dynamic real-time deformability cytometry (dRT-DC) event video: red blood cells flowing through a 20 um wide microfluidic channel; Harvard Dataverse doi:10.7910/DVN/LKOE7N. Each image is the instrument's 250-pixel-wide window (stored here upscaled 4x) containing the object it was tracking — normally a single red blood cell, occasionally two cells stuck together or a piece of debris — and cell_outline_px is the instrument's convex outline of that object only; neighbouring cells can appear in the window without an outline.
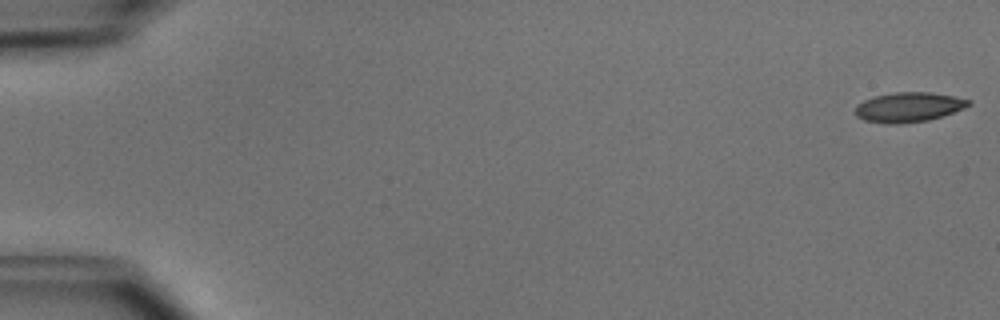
{"species": "common noctule bat (a hibernating species)", "species_latin": "Nyctalus noctula", "temperature_condition": "cold", "stored_images_in_passage": 51, "camera_frame_rate_fps": 3000, "um_per_image_px": 0.085, "animal": {"sex": "male", "body_mass_g": 15.6}, "frame": {"image": 1, "passage_image": 1, "time_ms": 0.0, "image_size_px": [1000, 320], "cell_outline_px": [[972, 104], [964, 108], [928, 120], [900, 124], [888, 124], [864, 120], [856, 116], [856, 104], [864, 100], [876, 96], [896, 92], [928, 92], [952, 96], [972, 100]], "centroid_in_image_um": [77.22, 9.11], "position_along_channel_um": 7.8, "area_um2": 19.48}}
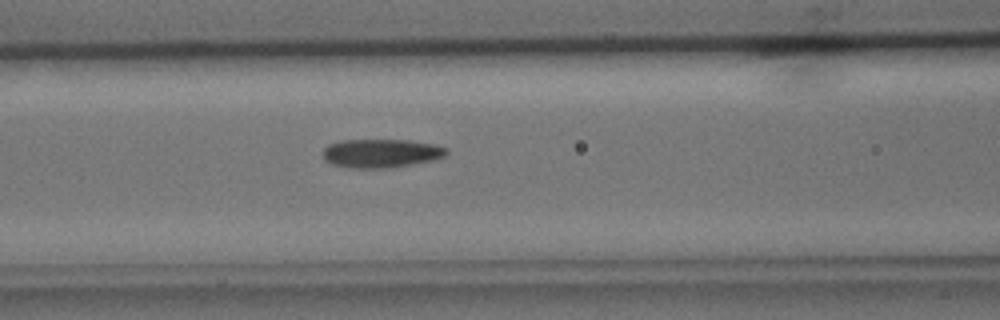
{"frame": {"image": 2, "passage_image": 22, "time_ms": 7.0, "image_size_px": [1000, 320], "cell_outline_px": [[448, 152], [444, 156], [432, 160], [392, 168], [348, 168], [332, 164], [324, 160], [320, 152], [328, 144], [340, 140], [408, 140], [436, 144], [448, 148]], "centroid_in_image_um": [32.35, 13.03], "position_along_channel_um": 134.2, "area_um2": 20.98}}
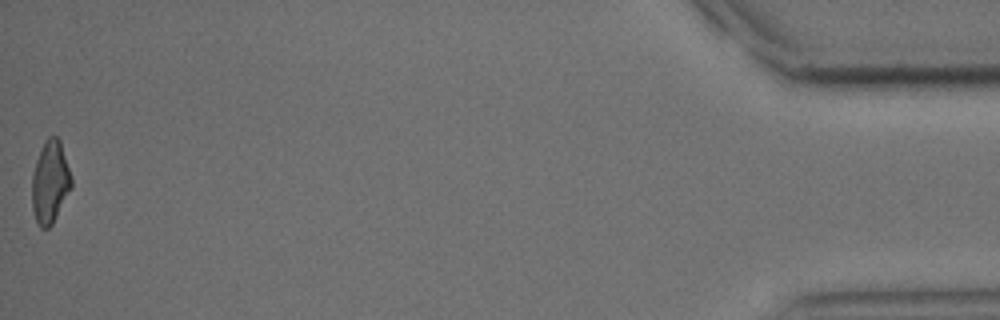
{"frame": {"image": 3, "passage_image": 51, "time_ms": 16.667, "image_size_px": [1000, 320], "cell_outline_px": [[72, 188], [52, 224], [48, 228], [40, 228], [36, 220], [32, 208], [32, 172], [36, 160], [44, 140], [48, 136], [56, 136], [60, 140], [72, 176]], "centroid_in_image_um": [4.26, 15.46], "position_along_channel_um": 430.9, "area_um2": 19.13}, "authors_computed_cell_mechanics": {"area_um2": 19.8832, "velocity_mm_per_s": 3.9905, "shape_relaxation_time_tau1_ms": 7.9408, "shape_relaxation_time_tau2_ms": 2.9233, "deformation_change_tau1": 0.1916, "deformation_change_tau2": 0.114}}